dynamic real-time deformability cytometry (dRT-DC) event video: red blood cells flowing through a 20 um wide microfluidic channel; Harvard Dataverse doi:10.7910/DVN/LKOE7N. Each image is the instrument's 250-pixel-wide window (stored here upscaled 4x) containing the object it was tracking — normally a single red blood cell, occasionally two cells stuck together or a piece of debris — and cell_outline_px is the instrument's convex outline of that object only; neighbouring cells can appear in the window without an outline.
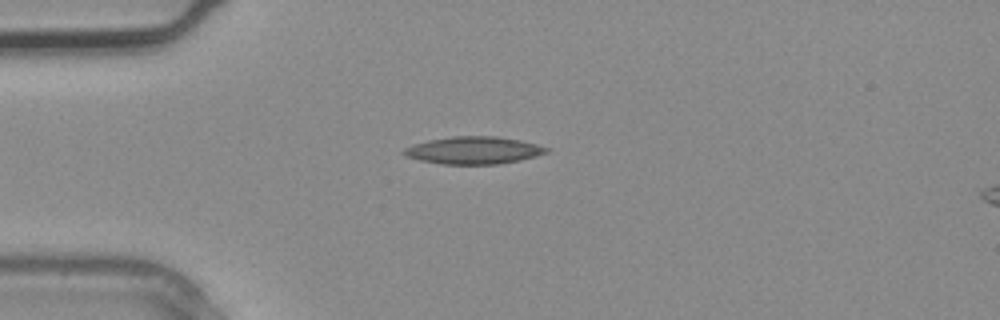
{"species": "common noctule bat (a hibernating species)", "species_latin": "Nyctalus noctula", "temperature_condition": "warm", "stored_images_in_passage": 3, "segment_of_instrument_passage": [1, 2], "camera_frame_rate_fps": 3000, "um_per_image_px": 0.085, "animal": {"sex": "male", "body_mass_g": 20.4}, "frame": {"image": 1, "passage_image": 2, "time_ms": 0.333, "image_size_px": [1000, 320], "cell_outline_px": [[552, 148], [548, 152], [536, 156], [520, 160], [500, 164], [440, 164], [420, 160], [404, 156], [400, 152], [404, 148], [412, 144], [428, 140], [452, 136], [496, 136], [520, 140]], "centroid_in_image_um": [40.24, 12.77], "position_along_channel_um": 44.8, "area_um2": 23.0}}